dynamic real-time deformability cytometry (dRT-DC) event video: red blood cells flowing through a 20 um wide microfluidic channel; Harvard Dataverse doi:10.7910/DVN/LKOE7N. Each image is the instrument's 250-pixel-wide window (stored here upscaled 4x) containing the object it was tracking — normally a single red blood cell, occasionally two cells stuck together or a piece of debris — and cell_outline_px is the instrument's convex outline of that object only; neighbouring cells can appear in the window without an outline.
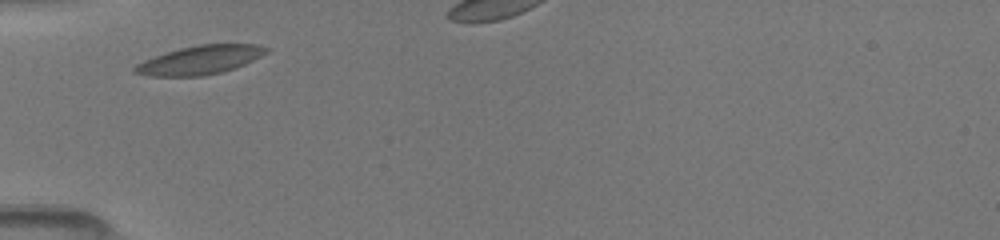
{"species": "common noctule bat (a hibernating species)", "species_latin": "Nyctalus noctula", "temperature_condition": "room temperature", "stored_images_in_passage": 3, "camera_frame_rate_fps": 3000, "um_per_image_px": 0.085, "animal": {"sex": "female", "body_mass_g": 19.5, "forearm_length_mm": 54.1}, "frame": {"image": 1, "passage_image": 1, "time_ms": 0.0, "image_size_px": [1000, 240], "cell_outline_px": [[272, 48], [268, 52], [236, 68], [220, 72], [200, 76], [148, 76], [132, 72], [132, 68], [136, 64], [144, 60], [180, 48], [200, 44], [256, 44]], "centroid_in_image_um": [17.01, 5.1], "position_along_channel_um": 68.0, "area_um2": 21.91}}